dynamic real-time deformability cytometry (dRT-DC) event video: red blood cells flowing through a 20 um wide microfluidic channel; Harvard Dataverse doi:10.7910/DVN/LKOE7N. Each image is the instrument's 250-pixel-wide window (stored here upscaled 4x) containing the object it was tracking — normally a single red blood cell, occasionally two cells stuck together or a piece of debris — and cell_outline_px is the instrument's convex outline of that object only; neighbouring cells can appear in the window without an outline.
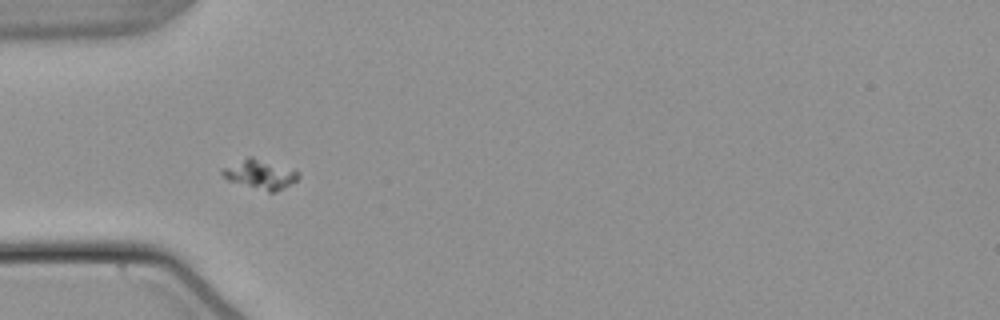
{"species": "common noctule bat (a hibernating species)", "species_latin": "Nyctalus noctula", "temperature_condition": "warm", "stored_images_in_passage": 39, "camera_frame_rate_fps": 3000, "um_per_image_px": 0.085, "animal": {"sex": "male", "body_mass_g": 21.5, "forearm_length_mm": 52.0}, "frame": {"image": 1, "passage_image": 1, "time_ms": 0.0, "image_size_px": [1000, 320], "cell_outline_px": [[300, 176], [296, 180], [284, 188], [276, 192], [268, 192], [228, 180], [220, 172], [224, 168], [248, 156], [252, 156], [300, 172]], "centroid_in_image_um": [22.13, 14.82], "position_along_channel_um": 62.9, "area_um2": 12.72}}
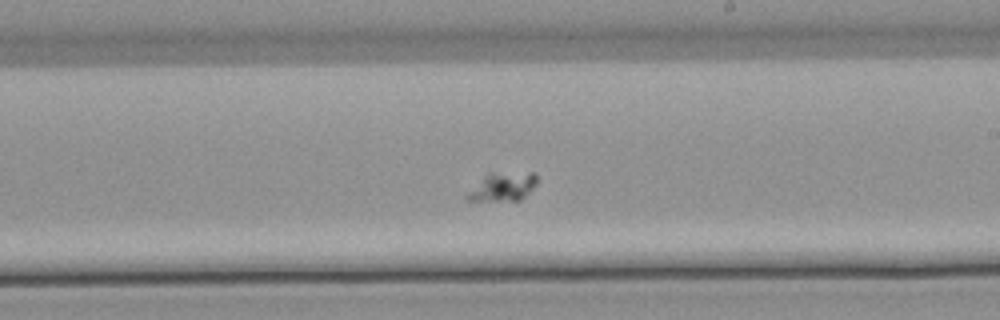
{"frame": {"image": 2, "passage_image": 16, "time_ms": 5.0, "image_size_px": [1000, 320], "cell_outline_px": [[536, 184], [520, 200], [468, 200], [464, 196], [484, 176], [492, 172], [532, 172], [536, 176]], "centroid_in_image_um": [42.73, 15.85], "position_along_channel_um": 246.3, "area_um2": 11.39}}
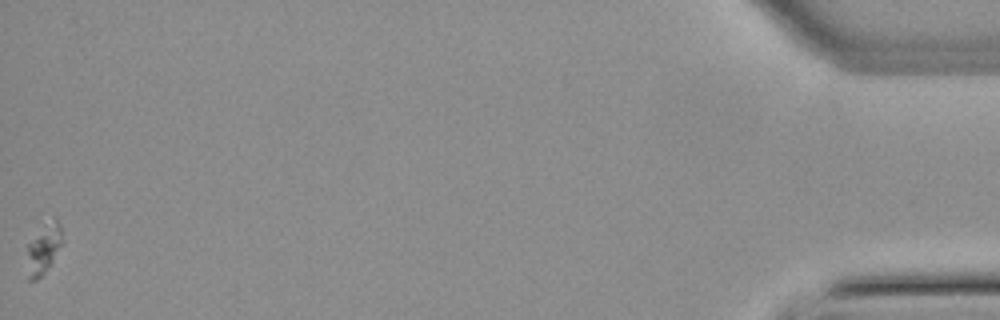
{"frame": {"image": 3, "passage_image": 39, "time_ms": 12.667, "image_size_px": [1000, 320], "cell_outline_px": [[64, 244], [44, 272], [36, 280], [28, 280], [28, 244], [52, 216], [60, 224], [64, 240]], "centroid_in_image_um": [3.77, 21.11], "position_along_channel_um": 431.4, "area_um2": 10.12}}